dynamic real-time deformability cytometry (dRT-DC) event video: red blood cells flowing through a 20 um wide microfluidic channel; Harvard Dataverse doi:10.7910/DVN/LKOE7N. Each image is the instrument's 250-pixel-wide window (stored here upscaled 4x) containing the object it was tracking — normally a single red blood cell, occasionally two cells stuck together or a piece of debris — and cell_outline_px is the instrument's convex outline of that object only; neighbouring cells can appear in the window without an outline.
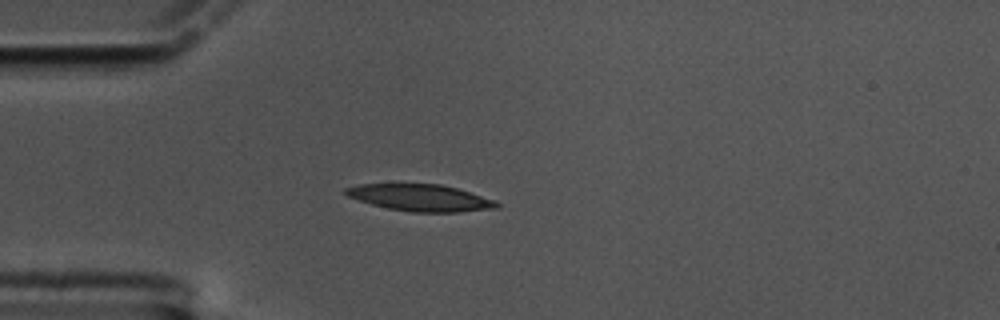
{"species": "common noctule bat (a hibernating species)", "species_latin": "Nyctalus noctula", "temperature_condition": "cold", "stored_images_in_passage": 44, "camera_frame_rate_fps": 3000, "um_per_image_px": 0.085, "animal": {"sex": "male", "body_mass_g": 17.5, "forearm_length_mm": 52.3}, "frame": {"image": 1, "passage_image": 1, "time_ms": 0.0, "image_size_px": [1000, 320], "cell_outline_px": [[500, 208], [456, 212], [412, 212], [388, 208], [372, 204], [348, 196], [344, 192], [344, 188], [360, 184], [440, 184], [456, 188], [496, 200], [500, 204]], "centroid_in_image_um": [35.77, 16.81], "position_along_channel_um": 49.2, "area_um2": 23.41}}
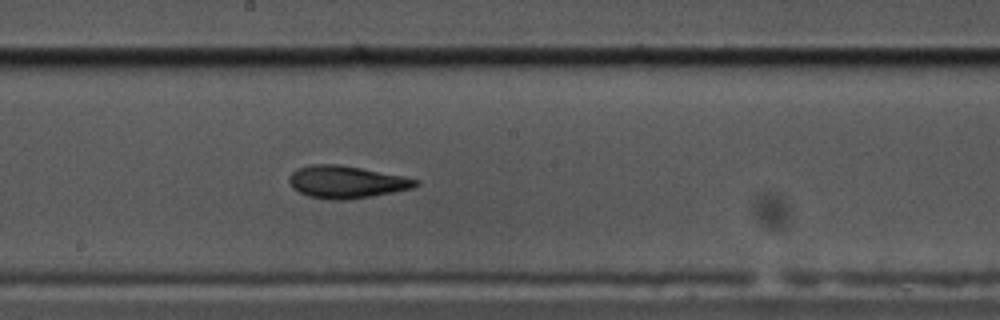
{"frame": {"image": 2, "passage_image": 17, "time_ms": 5.333, "image_size_px": [1000, 320], "cell_outline_px": [[420, 184], [412, 188], [372, 196], [344, 200], [332, 200], [308, 196], [292, 188], [288, 180], [292, 172], [296, 168], [312, 164], [340, 164], [404, 176], [420, 180]], "centroid_in_image_um": [29.43, 15.46], "position_along_channel_um": 218.8, "area_um2": 23.93}}
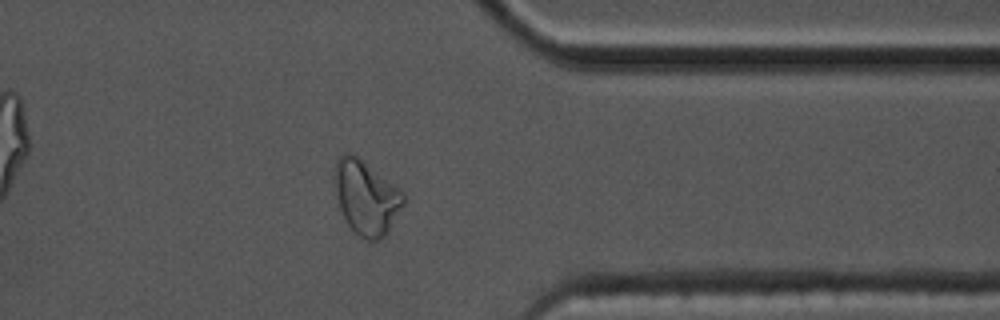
{"frame": {"image": 3, "passage_image": 32, "time_ms": 10.333, "image_size_px": [1000, 320], "cell_outline_px": [[404, 204], [384, 236], [380, 240], [368, 240], [360, 236], [348, 224], [340, 208], [336, 192], [336, 160], [344, 152], [352, 152], [400, 188], [404, 192]], "centroid_in_image_um": [31.15, 16.76], "position_along_channel_um": 380.3, "area_um2": 29.19}, "authors_computed_cell_mechanics": {"area_um2": 23.8425, "velocity_mm_per_s": 3.396, "shape_relaxation_time_tau1_ms": 9.8135, "shape_relaxation_time_tau2_ms": 3.5785, "deformation_change_tau1": 0.2416, "deformation_change_tau2": 0.1147}}